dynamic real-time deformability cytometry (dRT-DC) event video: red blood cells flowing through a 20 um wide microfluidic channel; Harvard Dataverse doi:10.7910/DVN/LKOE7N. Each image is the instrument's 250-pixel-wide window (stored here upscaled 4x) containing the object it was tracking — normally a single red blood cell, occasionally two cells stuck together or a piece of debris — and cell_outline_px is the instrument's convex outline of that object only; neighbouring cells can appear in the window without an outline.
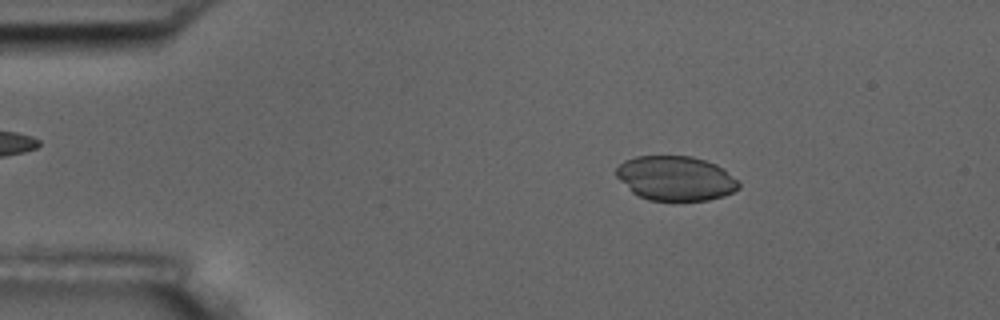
{"species": "common noctule bat (a hibernating species)", "species_latin": "Nyctalus noctula", "temperature_condition": "room temperature", "stored_images_in_passage": 4, "camera_frame_rate_fps": 3000, "um_per_image_px": 0.085, "animal": {"sex": "male", "body_mass_g": 17.5, "forearm_length_mm": 52.3}, "frame": {"image": 1, "passage_image": 2, "time_ms": 0.333, "image_size_px": [1000, 320], "cell_outline_px": [[740, 188], [724, 196], [708, 200], [648, 200], [632, 192], [616, 176], [616, 168], [624, 160], [636, 156], [692, 156], [716, 164], [724, 168], [740, 184]], "centroid_in_image_um": [57.43, 15.15], "position_along_channel_um": 27.6, "area_um2": 31.73}}